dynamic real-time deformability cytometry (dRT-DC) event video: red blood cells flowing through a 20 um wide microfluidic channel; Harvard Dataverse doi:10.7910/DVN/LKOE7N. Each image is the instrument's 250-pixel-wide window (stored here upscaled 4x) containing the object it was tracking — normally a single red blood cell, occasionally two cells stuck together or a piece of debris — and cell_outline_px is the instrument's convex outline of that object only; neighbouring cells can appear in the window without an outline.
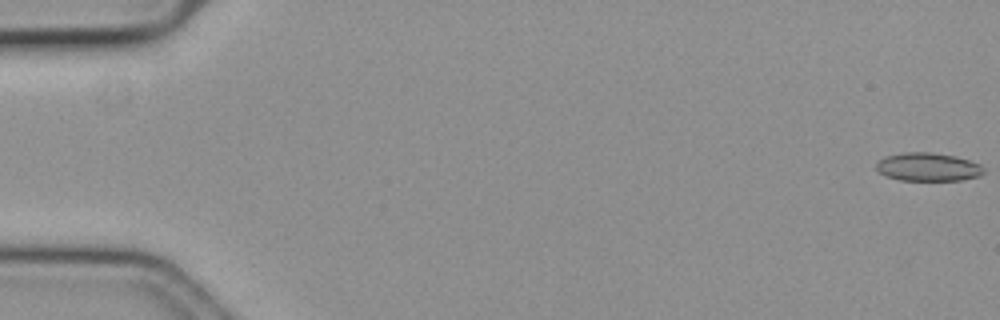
{"species": "common noctule bat (a hibernating species)", "species_latin": "Nyctalus noctula", "temperature_condition": "cold", "stored_images_in_passage": 60, "camera_frame_rate_fps": 3000, "um_per_image_px": 0.085, "animal": {"sex": "female", "body_mass_g": 19.3, "forearm_length_mm": 54.1}, "frame": {"image": 1, "passage_image": 1, "time_ms": 0.0, "image_size_px": [1000, 320], "cell_outline_px": [[984, 172], [980, 176], [960, 180], [900, 180], [888, 176], [880, 172], [876, 168], [876, 164], [884, 156], [904, 152], [932, 152], [956, 156], [980, 164], [984, 168]], "centroid_in_image_um": [78.9, 14.18], "position_along_channel_um": 6.1, "area_um2": 17.69}}
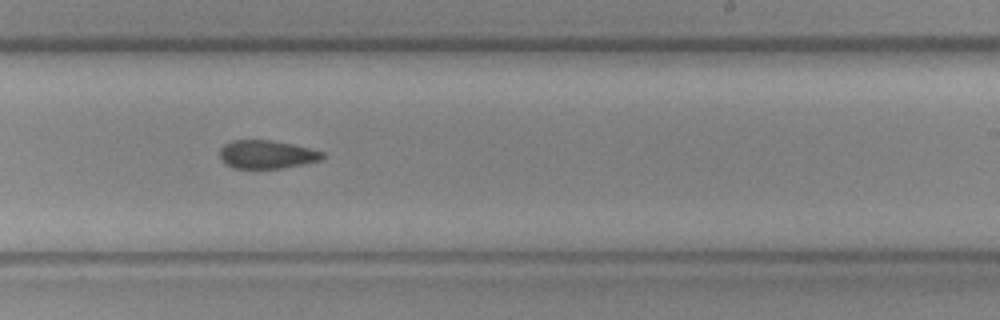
{"frame": {"image": 2, "passage_image": 37, "time_ms": 12.0, "image_size_px": [1000, 320], "cell_outline_px": [[324, 156], [320, 160], [280, 168], [232, 168], [220, 156], [220, 148], [224, 144], [232, 140], [268, 140], [292, 144], [324, 152]], "centroid_in_image_um": [22.65, 13.11], "position_along_channel_um": 266.3, "area_um2": 16.59}}
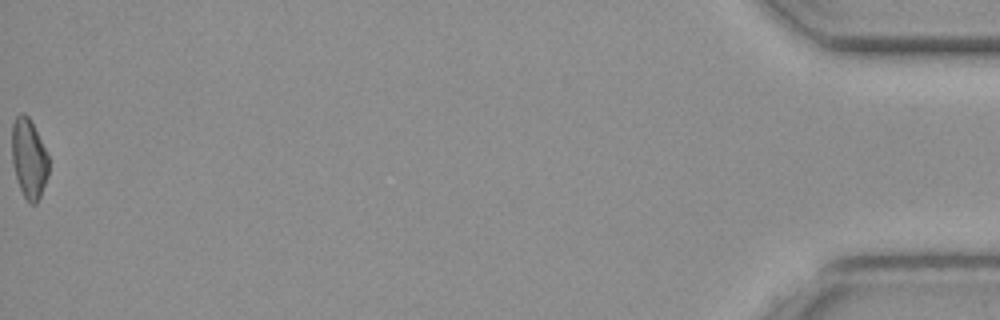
{"frame": {"image": 3, "passage_image": 60, "time_ms": 19.667, "image_size_px": [1000, 320], "cell_outline_px": [[48, 176], [40, 196], [36, 204], [28, 204], [20, 188], [16, 176], [12, 160], [12, 124], [16, 116], [20, 112], [24, 112], [28, 116], [48, 156]], "centroid_in_image_um": [2.44, 13.48], "position_along_channel_um": 432.8, "area_um2": 16.82}, "authors_computed_cell_mechanics": {"area_um2": 17.7157, "velocity_mm_per_s": 3.5681, "shape_relaxation_time_tau1_ms": null, "shape_relaxation_time_tau2_ms": 10.5069, "deformation_change_tau1": null, "deformation_change_tau2": 0.1779}}